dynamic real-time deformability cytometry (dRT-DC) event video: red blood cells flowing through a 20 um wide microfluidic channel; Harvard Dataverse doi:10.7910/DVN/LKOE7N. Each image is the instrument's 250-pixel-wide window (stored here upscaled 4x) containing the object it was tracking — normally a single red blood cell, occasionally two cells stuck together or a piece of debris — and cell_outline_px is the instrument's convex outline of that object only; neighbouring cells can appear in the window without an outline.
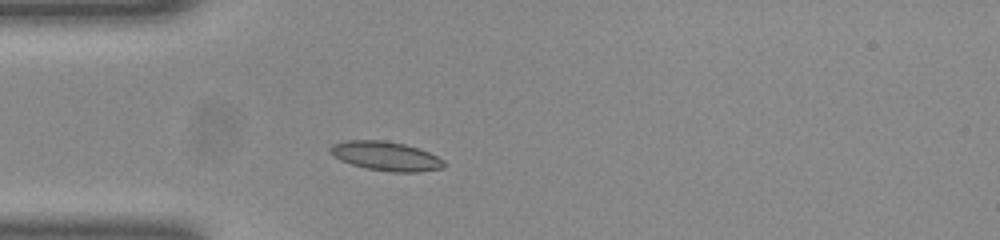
{"species": "common noctule bat (a hibernating species)", "species_latin": "Nyctalus noctula", "temperature_condition": "room temperature", "stored_images_in_passage": 38, "camera_frame_rate_fps": 3000, "um_per_image_px": 0.085, "animal": {"sex": "female", "body_mass_g": 23.0, "forearm_length_mm": 53.4}, "frame": {"image": 1, "passage_image": 1, "time_ms": 0.0, "image_size_px": [1000, 240], "cell_outline_px": [[448, 164], [444, 168], [420, 172], [392, 172], [368, 168], [352, 164], [340, 160], [332, 156], [328, 152], [328, 148], [332, 144], [344, 140], [384, 140], [404, 144], [420, 148], [444, 160]], "centroid_in_image_um": [32.8, 13.26], "position_along_channel_um": 52.2, "area_um2": 19.59}}
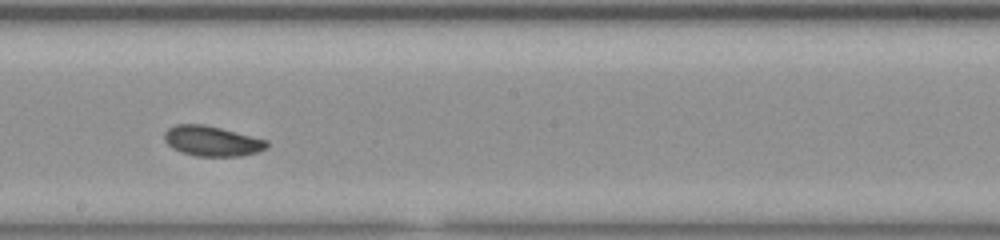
{"frame": {"image": 2, "passage_image": 15, "time_ms": 4.667, "image_size_px": [1000, 240], "cell_outline_px": [[268, 148], [260, 152], [240, 156], [196, 156], [180, 152], [172, 148], [164, 140], [164, 132], [168, 128], [176, 124], [204, 124], [268, 140]], "centroid_in_image_um": [18.02, 11.99], "position_along_channel_um": 230.2, "area_um2": 18.15}}
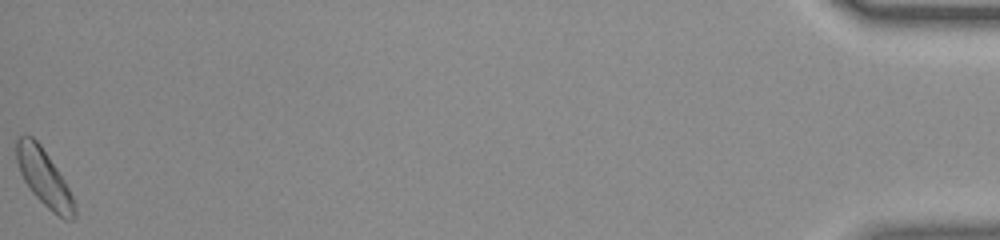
{"frame": {"image": 3, "passage_image": 38, "time_ms": 12.333, "image_size_px": [1000, 240], "cell_outline_px": [[76, 216], [72, 220], [64, 220], [52, 212], [32, 192], [24, 180], [20, 172], [16, 160], [16, 140], [20, 136], [32, 136], [40, 144], [64, 180], [72, 196], [76, 208]], "centroid_in_image_um": [3.75, 15.13], "position_along_channel_um": 431.5, "area_um2": 18.9}, "authors_computed_cell_mechanics": {"area_um2": 18.1492, "velocity_mm_per_s": 3.9822, "shape_relaxation_time_tau1_ms": 1.9101, "shape_relaxation_time_tau2_ms": 3.5461, "deformation_change_tau1": 0.0946, "deformation_change_tau2": 0.088}}